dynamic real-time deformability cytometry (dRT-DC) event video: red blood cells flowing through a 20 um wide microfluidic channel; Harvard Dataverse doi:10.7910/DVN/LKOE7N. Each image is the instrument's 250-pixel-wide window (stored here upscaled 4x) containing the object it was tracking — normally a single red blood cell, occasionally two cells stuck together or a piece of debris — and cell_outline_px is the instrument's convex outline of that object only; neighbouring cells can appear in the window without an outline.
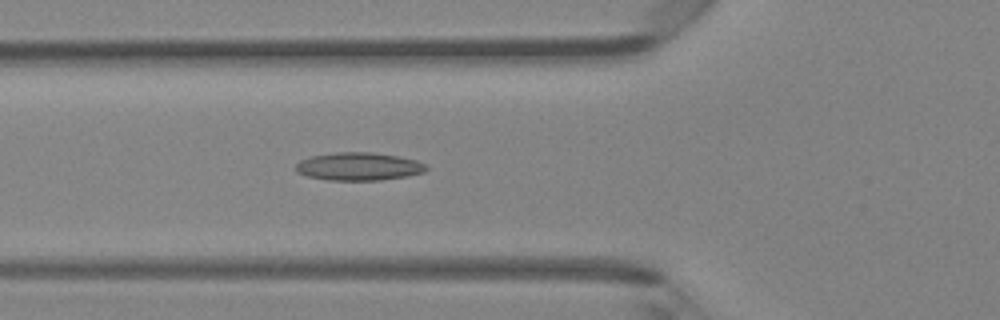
{"species": "Egyptian fruit bat (a non-hibernating species)", "species_latin": "Rousettus aegyptiacus", "temperature_condition": "room temperature", "stored_images_in_passage": 47, "camera_frame_rate_fps": 3000, "um_per_image_px": 0.085, "animal": {"sex": "female"}, "frame": {"image": 1, "passage_image": 17, "time_ms": 5.333, "image_size_px": [1000, 320], "cell_outline_px": [[428, 168], [424, 172], [408, 176], [380, 180], [328, 180], [308, 176], [296, 172], [296, 164], [300, 160], [312, 156], [336, 152], [372, 152], [396, 156], [416, 160], [428, 164]], "centroid_in_image_um": [30.51, 14.15], "position_along_channel_um": 95.3, "area_um2": 21.27}}
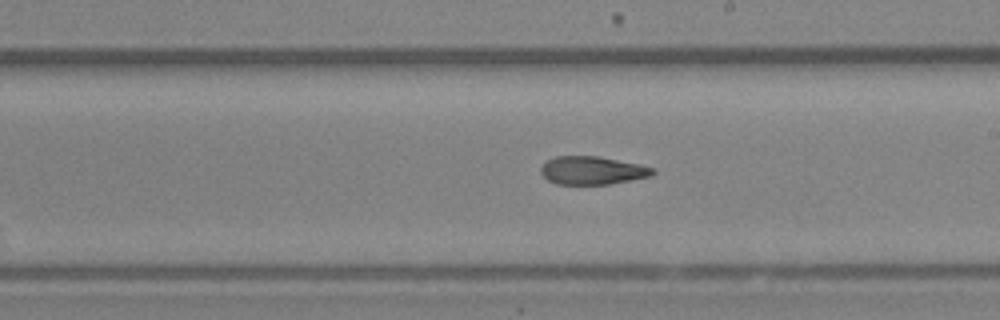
{"frame": {"image": 2, "passage_image": 27, "time_ms": 8.667, "image_size_px": [1000, 320], "cell_outline_px": [[656, 172], [652, 176], [632, 180], [608, 184], [556, 184], [548, 180], [540, 172], [540, 168], [548, 160], [556, 156], [596, 156], [640, 164], [652, 168]], "centroid_in_image_um": [50.35, 14.49], "position_along_channel_um": 238.6, "area_um2": 18.26}}
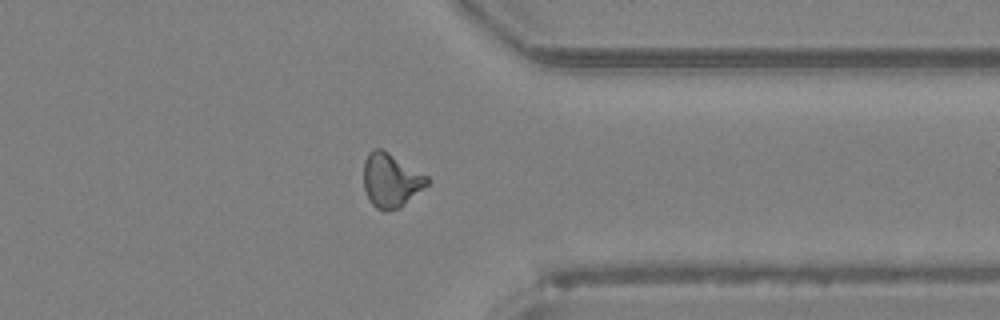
{"frame": {"image": 3, "passage_image": 37, "time_ms": 12.0, "image_size_px": [1000, 320], "cell_outline_px": [[432, 180], [428, 184], [400, 208], [384, 212], [376, 208], [372, 204], [364, 188], [364, 160], [368, 152], [372, 148], [380, 148], [388, 152], [428, 176]], "centroid_in_image_um": [33.23, 15.32], "position_along_channel_um": 378.2, "area_um2": 20.0}, "authors_computed_cell_mechanics": {"area_um2": 19.5942, "velocity_mm_per_s": 4.3109, "shape_relaxation_time_tau1_ms": null, "shape_relaxation_time_tau2_ms": 4.5905, "deformation_change_tau1": null, "deformation_change_tau2": 0.1417}}